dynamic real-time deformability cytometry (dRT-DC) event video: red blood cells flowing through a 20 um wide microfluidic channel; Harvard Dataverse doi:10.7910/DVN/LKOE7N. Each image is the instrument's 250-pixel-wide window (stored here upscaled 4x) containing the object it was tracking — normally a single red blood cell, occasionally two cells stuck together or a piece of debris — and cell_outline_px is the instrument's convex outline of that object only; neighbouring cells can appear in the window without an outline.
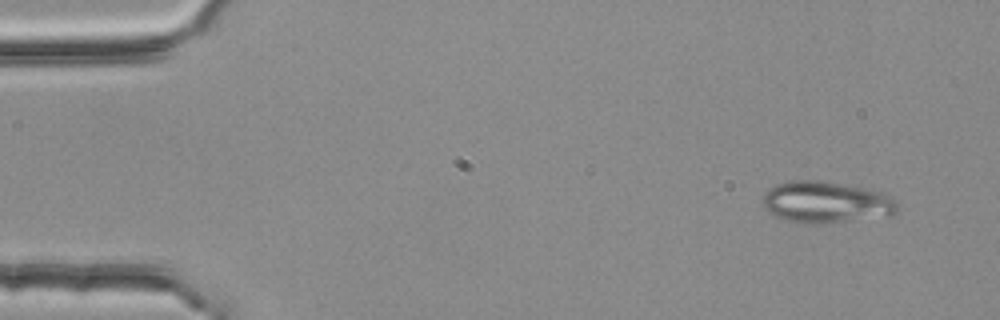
{"species": "common noctule bat (a hibernating species)", "species_latin": "Nyctalus noctula", "temperature_condition": "room temperature", "stored_images_in_passage": 51, "camera_frame_rate_fps": 3000, "um_per_image_px": 0.085, "animal": {"sex": "female", "body_mass_g": 25.1}, "frame": {"image": 1, "passage_image": 1, "time_ms": 0.0, "image_size_px": [1000, 320], "cell_outline_px": [[896, 212], [888, 216], [816, 224], [804, 224], [784, 220], [768, 212], [764, 208], [760, 200], [764, 192], [776, 184], [796, 180], [816, 180], [840, 184], [880, 192], [892, 196], [896, 200]], "centroid_in_image_um": [70.14, 17.2], "position_along_channel_um": 14.9, "area_um2": 32.54}}
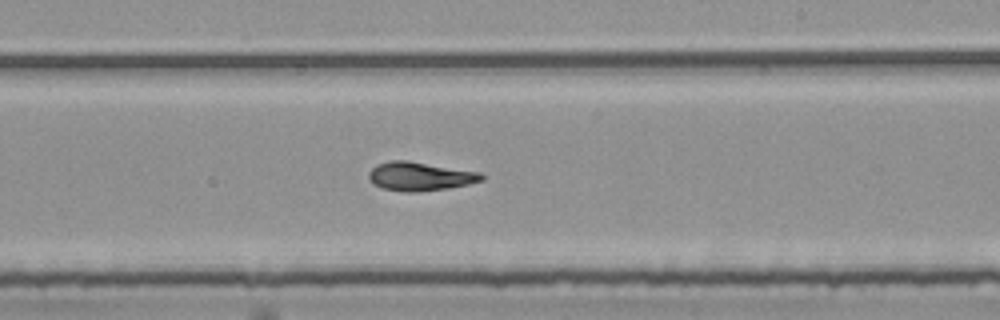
{"frame": {"image": 2, "passage_image": 29, "time_ms": 9.333, "image_size_px": [1000, 320], "cell_outline_px": [[484, 180], [468, 184], [448, 188], [416, 192], [404, 192], [380, 188], [372, 184], [368, 176], [368, 172], [376, 164], [392, 160], [408, 160], [480, 172], [484, 176]], "centroid_in_image_um": [35.66, 14.99], "position_along_channel_um": 253.3, "area_um2": 19.07}}
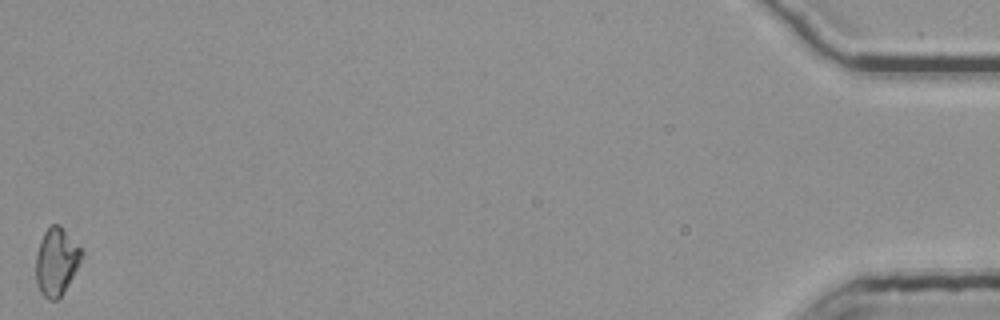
{"frame": {"image": 3, "passage_image": 51, "time_ms": 16.667, "image_size_px": [1000, 320], "cell_outline_px": [[84, 256], [68, 284], [60, 296], [56, 300], [48, 300], [40, 292], [36, 284], [36, 256], [40, 240], [44, 232], [52, 224], [60, 224], [84, 252]], "centroid_in_image_um": [4.79, 22.22], "position_along_channel_um": 430.4, "area_um2": 17.98}, "authors_computed_cell_mechanics": {"area_um2": 18.4382, "velocity_mm_per_s": 3.7791, "shape_relaxation_time_tau1_ms": 8.379, "shape_relaxation_time_tau2_ms": 2.2659, "deformation_change_tau1": 0.2145, "deformation_change_tau2": 0.068}}